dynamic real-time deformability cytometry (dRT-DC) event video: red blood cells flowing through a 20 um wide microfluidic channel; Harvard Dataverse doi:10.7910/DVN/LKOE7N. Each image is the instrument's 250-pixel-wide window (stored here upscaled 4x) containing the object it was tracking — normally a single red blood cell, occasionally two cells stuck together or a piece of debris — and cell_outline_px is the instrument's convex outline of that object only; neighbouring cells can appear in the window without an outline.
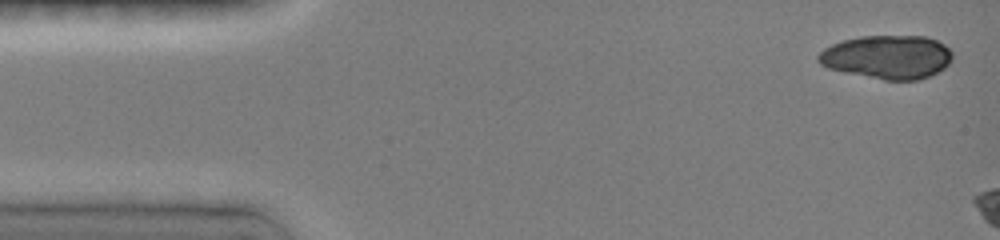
{"species": "common noctule bat (a hibernating species)", "species_latin": "Nyctalus noctula", "temperature_condition": "room temperature", "stored_images_in_passage": 16, "camera_frame_rate_fps": 3000, "um_per_image_px": 0.085, "animal": {"sex": "female", "body_mass_g": 19.0, "forearm_length_mm": 51.5}, "frame": {"image": 1, "passage_image": 1, "time_ms": 0.0, "image_size_px": [1000, 240], "cell_outline_px": [[952, 60], [944, 68], [928, 76], [916, 80], [884, 80], [844, 72], [828, 68], [820, 64], [816, 60], [816, 56], [824, 48], [840, 40], [860, 36], [928, 36], [944, 44], [952, 52]], "centroid_in_image_um": [75.4, 4.83], "position_along_channel_um": 9.6, "area_um2": 34.28}}
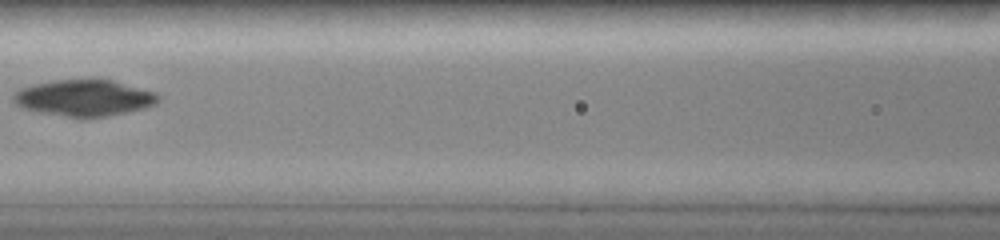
{"frame": {"image": 2, "passage_image": 11, "time_ms": 6.667, "image_size_px": [1000, 240], "cell_outline_px": [[160, 100], [156, 104], [144, 108], [108, 116], [84, 120], [40, 112], [24, 108], [16, 104], [12, 100], [12, 92], [20, 88], [32, 84], [56, 80], [112, 80], [156, 92], [160, 96]], "centroid_in_image_um": [7.14, 8.35], "position_along_channel_um": 159.5, "area_um2": 31.1}}